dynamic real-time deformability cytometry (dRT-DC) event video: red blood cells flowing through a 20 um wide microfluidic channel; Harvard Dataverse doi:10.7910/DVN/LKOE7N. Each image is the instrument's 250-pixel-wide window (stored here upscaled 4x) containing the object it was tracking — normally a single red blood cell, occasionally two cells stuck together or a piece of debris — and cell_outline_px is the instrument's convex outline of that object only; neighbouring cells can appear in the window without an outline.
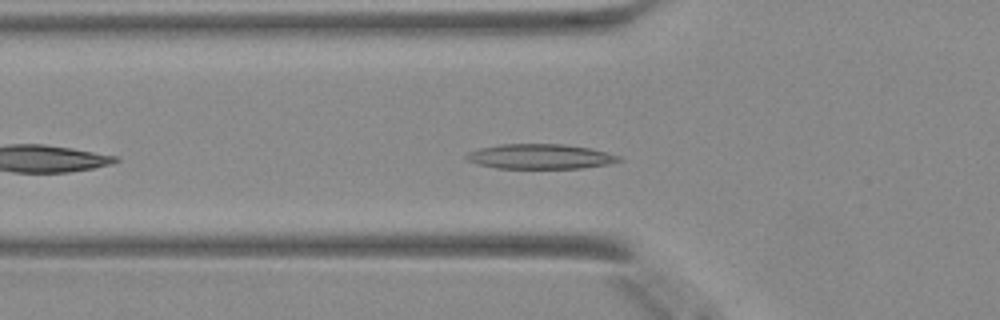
{"species": "Egyptian fruit bat (a non-hibernating species)", "species_latin": "Rousettus aegyptiacus", "temperature_condition": "warm", "stored_images_in_passage": 33, "camera_frame_rate_fps": 3000, "um_per_image_px": 0.085, "animal": {"sex": "female"}, "frame": {"image": 1, "passage_image": 6, "time_ms": 1.667, "image_size_px": [1000, 320], "cell_outline_px": [[624, 160], [608, 164], [580, 168], [496, 168], [476, 164], [464, 160], [464, 156], [468, 152], [480, 148], [500, 144], [564, 144], [588, 148], [620, 156]], "centroid_in_image_um": [45.86, 13.3], "position_along_channel_um": 79.9, "area_um2": 22.14}}
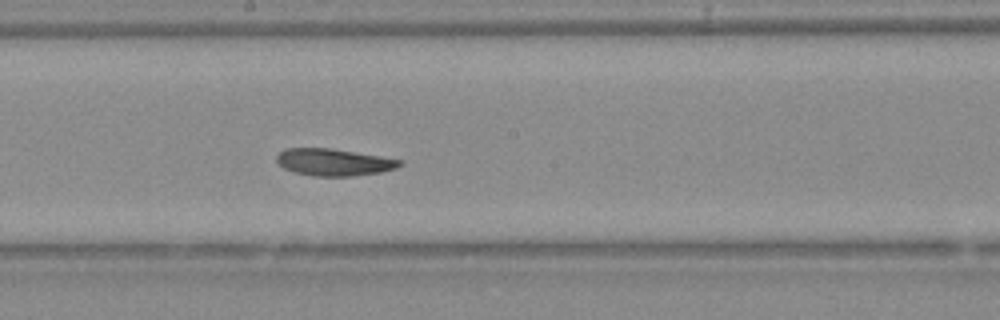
{"frame": {"image": 2, "passage_image": 16, "time_ms": 5.0, "image_size_px": [1000, 320], "cell_outline_px": [[404, 160], [396, 168], [380, 172], [352, 176], [312, 176], [296, 172], [284, 168], [276, 160], [276, 156], [284, 148], [328, 148], [380, 156]], "centroid_in_image_um": [28.36, 13.78], "position_along_channel_um": 219.8, "area_um2": 19.19}}
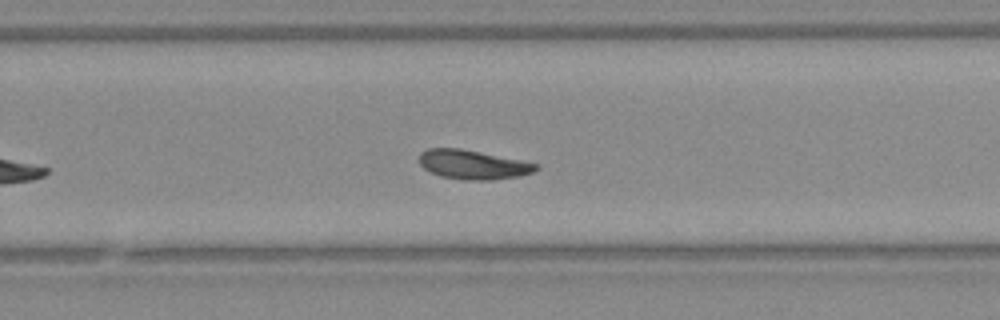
{"frame": {"image": 3, "passage_image": 21, "time_ms": 6.667, "image_size_px": [1000, 320], "cell_outline_px": [[540, 168], [532, 172], [520, 176], [492, 180], [468, 180], [440, 176], [424, 168], [420, 164], [420, 152], [428, 148], [460, 148], [540, 164]], "centroid_in_image_um": [40.22, 13.99], "position_along_channel_um": 289.6, "area_um2": 19.77}}